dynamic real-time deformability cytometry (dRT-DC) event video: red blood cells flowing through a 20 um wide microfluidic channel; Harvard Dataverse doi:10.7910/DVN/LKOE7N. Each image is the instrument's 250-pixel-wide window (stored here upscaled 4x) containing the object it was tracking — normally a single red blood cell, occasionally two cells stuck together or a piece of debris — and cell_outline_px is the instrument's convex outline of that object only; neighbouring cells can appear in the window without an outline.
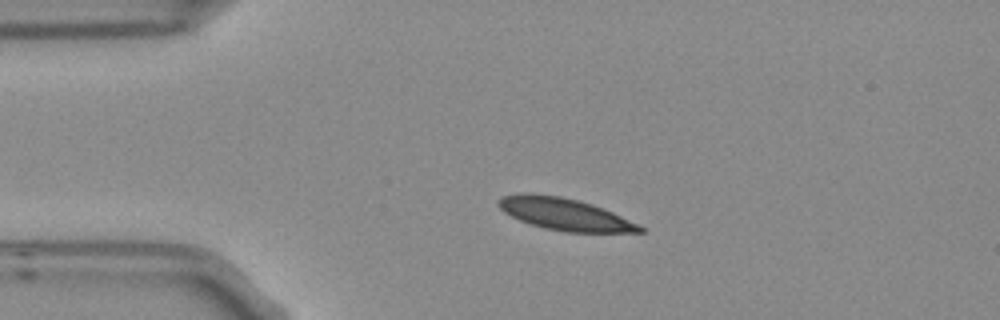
{"species": "Egyptian fruit bat (a non-hibernating species)", "species_latin": "Rousettus aegyptiacus", "temperature_condition": "room temperature", "stored_images_in_passage": 2, "camera_frame_rate_fps": 3000, "um_per_image_px": 0.085, "frame": {"image": 1, "passage_image": 1, "time_ms": 0.0, "image_size_px": [1000, 320], "cell_outline_px": [[644, 232], [564, 232], [544, 228], [520, 220], [504, 212], [496, 204], [496, 200], [504, 196], [520, 192], [532, 192], [560, 196], [592, 204], [612, 212], [644, 228]], "centroid_in_image_um": [47.92, 18.18], "position_along_channel_um": 37.1, "area_um2": 26.24}}